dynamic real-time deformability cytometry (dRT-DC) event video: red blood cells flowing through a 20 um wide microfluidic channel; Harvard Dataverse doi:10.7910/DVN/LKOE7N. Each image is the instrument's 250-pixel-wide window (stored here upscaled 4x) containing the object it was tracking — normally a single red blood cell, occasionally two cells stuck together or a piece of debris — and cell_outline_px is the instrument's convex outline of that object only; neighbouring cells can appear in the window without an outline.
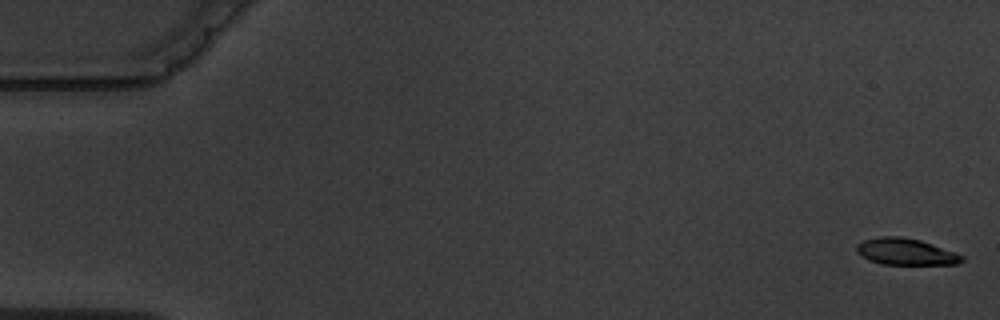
{"species": "common noctule bat (a hibernating species)", "species_latin": "Nyctalus noctula", "temperature_condition": "warm", "stored_images_in_passage": 4, "camera_frame_rate_fps": 3000, "um_per_image_px": 0.085, "animal": {"sex": "male", "body_mass_g": 19.5, "forearm_length_mm": 54.6}, "frame": {"image": 1, "passage_image": 1, "time_ms": 0.0, "image_size_px": [1000, 320], "cell_outline_px": [[964, 260], [956, 264], [880, 264], [868, 260], [860, 256], [856, 252], [856, 244], [864, 240], [880, 236], [900, 236], [920, 240], [932, 244], [964, 256]], "centroid_in_image_um": [76.93, 21.39], "position_along_channel_um": 8.1, "area_um2": 16.3}}
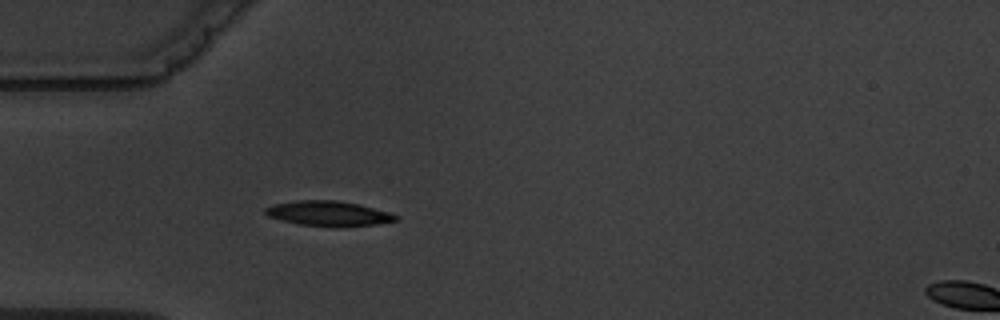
{"frame": {"image": 2, "passage_image": 3, "time_ms": 5.333, "image_size_px": [1000, 320], "cell_outline_px": [[400, 220], [376, 224], [300, 224], [268, 216], [264, 212], [264, 208], [276, 204], [296, 200], [336, 200], [356, 204], [388, 212], [400, 216]], "centroid_in_image_um": [27.91, 18.1], "position_along_channel_um": 57.1, "area_um2": 17.86}}